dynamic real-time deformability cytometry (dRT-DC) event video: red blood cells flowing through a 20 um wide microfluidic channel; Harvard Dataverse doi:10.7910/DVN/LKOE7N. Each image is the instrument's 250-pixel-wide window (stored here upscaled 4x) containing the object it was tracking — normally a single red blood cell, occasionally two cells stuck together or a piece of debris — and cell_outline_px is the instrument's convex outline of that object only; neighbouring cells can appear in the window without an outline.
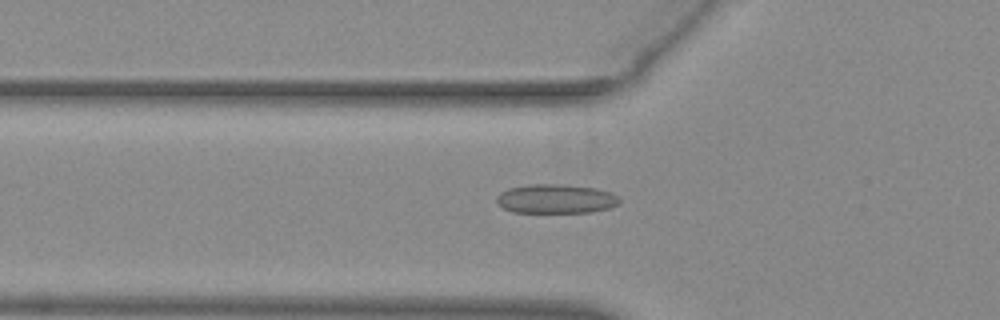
{"species": "common noctule bat (a hibernating species)", "species_latin": "Nyctalus noctula", "temperature_condition": "warm", "stored_images_in_passage": 54, "camera_frame_rate_fps": 3000, "um_per_image_px": 0.085, "animal": {"sex": "female", "body_mass_g": 29.2, "forearm_length_mm": 56.3}, "frame": {"image": 1, "passage_image": 20, "time_ms": 6.333, "image_size_px": [1000, 320], "cell_outline_px": [[620, 204], [608, 208], [592, 212], [512, 212], [504, 208], [496, 200], [496, 196], [500, 192], [508, 188], [528, 184], [564, 184], [596, 188], [612, 192], [620, 200]], "centroid_in_image_um": [47.25, 16.89], "position_along_channel_um": 78.5, "area_um2": 20.98}}
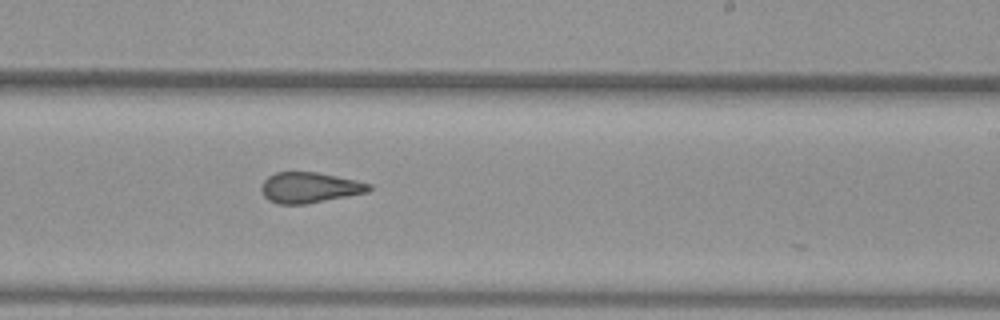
{"frame": {"image": 2, "passage_image": 34, "time_ms": 11.0, "image_size_px": [1000, 320], "cell_outline_px": [[372, 188], [368, 192], [308, 204], [276, 204], [268, 200], [264, 196], [260, 188], [264, 180], [268, 176], [276, 172], [316, 172], [356, 180], [372, 184]], "centroid_in_image_um": [26.3, 15.95], "position_along_channel_um": 262.7, "area_um2": 19.31}}
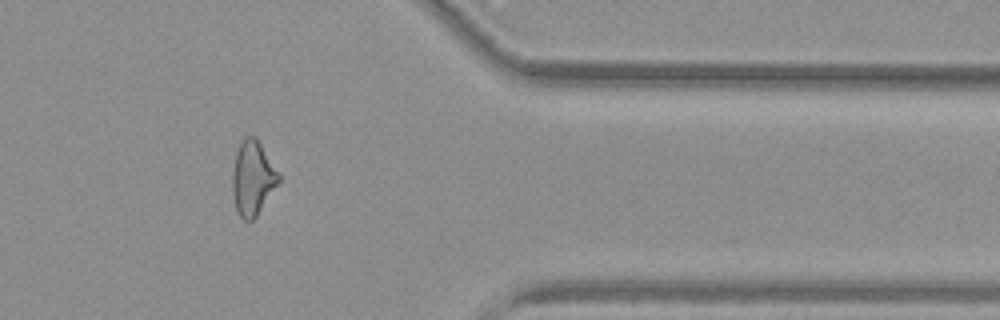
{"frame": {"image": 3, "passage_image": 45, "time_ms": 14.667, "image_size_px": [1000, 320], "cell_outline_px": [[280, 180], [256, 216], [252, 220], [244, 220], [236, 212], [232, 192], [232, 172], [236, 152], [244, 136], [252, 136], [260, 144], [280, 172]], "centroid_in_image_um": [21.46, 15.15], "position_along_channel_um": 389.9, "area_um2": 19.88}, "authors_computed_cell_mechanics": {"area_um2": 20.808, "velocity_mm_per_s": 3.9287, "shape_relaxation_time_tau1_ms": null, "shape_relaxation_time_tau2_ms": 1.5002, "deformation_change_tau1": null, "deformation_change_tau2": 0.0944}}